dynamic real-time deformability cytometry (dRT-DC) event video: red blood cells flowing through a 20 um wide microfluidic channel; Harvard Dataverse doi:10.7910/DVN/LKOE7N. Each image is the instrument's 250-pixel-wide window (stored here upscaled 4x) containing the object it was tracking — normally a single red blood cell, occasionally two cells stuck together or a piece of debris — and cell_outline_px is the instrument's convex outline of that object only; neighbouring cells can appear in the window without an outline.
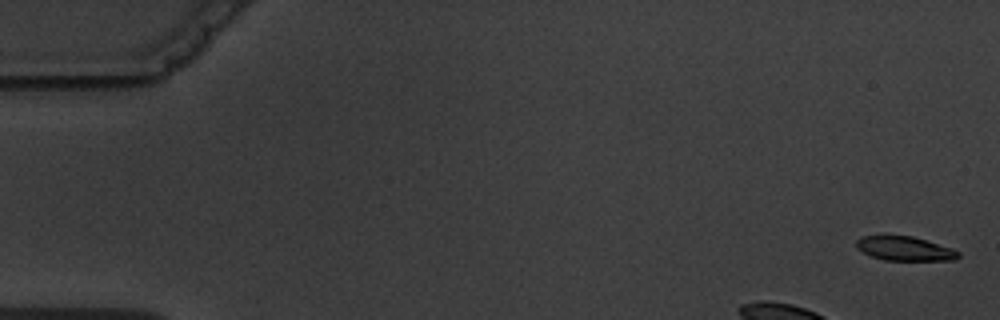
{"species": "common noctule bat (a hibernating species)", "species_latin": "Nyctalus noctula", "temperature_condition": "warm", "stored_images_in_passage": 5, "camera_frame_rate_fps": 3000, "um_per_image_px": 0.085, "animal": {"sex": "male", "body_mass_g": 19.5, "forearm_length_mm": 54.6}, "frame": {"image": 1, "passage_image": 1, "time_ms": 0.0, "image_size_px": [1000, 320], "cell_outline_px": [[960, 256], [956, 260], [884, 260], [872, 256], [856, 248], [856, 240], [864, 236], [884, 232], [912, 236], [952, 248], [960, 252]], "centroid_in_image_um": [76.86, 21.08], "position_along_channel_um": 8.1, "area_um2": 14.91}}
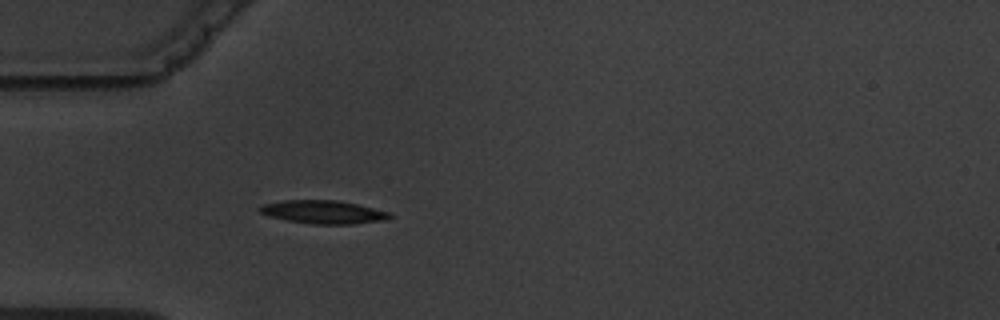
{"frame": {"image": 2, "passage_image": 5, "time_ms": 5.333, "image_size_px": [1000, 320], "cell_outline_px": [[392, 216], [384, 220], [352, 224], [312, 224], [288, 220], [268, 216], [260, 212], [256, 208], [264, 204], [284, 200], [336, 200], [356, 204], [388, 212]], "centroid_in_image_um": [27.43, 18.02], "position_along_channel_um": 57.6, "area_um2": 17.4}}